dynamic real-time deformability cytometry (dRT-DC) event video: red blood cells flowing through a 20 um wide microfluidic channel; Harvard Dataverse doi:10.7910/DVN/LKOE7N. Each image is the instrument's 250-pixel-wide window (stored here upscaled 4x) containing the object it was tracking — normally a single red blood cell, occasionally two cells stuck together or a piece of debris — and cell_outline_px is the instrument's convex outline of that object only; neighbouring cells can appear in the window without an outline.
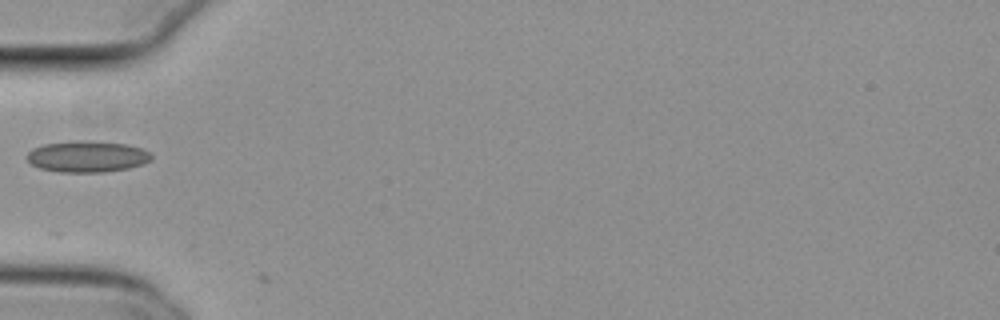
{"species": "common noctule bat (a hibernating species)", "species_latin": "Nyctalus noctula", "temperature_condition": "cold", "stored_images_in_passage": 26, "camera_frame_rate_fps": 3000, "um_per_image_px": 0.085, "animal": {"sex": "female", "body_mass_g": 29.2, "forearm_length_mm": 56.3}, "frame": {"image": 1, "passage_image": 1, "time_ms": 0.0, "image_size_px": [1000, 320], "cell_outline_px": [[152, 160], [144, 164], [128, 168], [104, 172], [60, 172], [40, 168], [32, 164], [28, 160], [28, 152], [32, 148], [44, 144], [76, 140], [92, 140], [128, 144], [140, 148], [148, 152], [152, 156]], "centroid_in_image_um": [7.43, 13.29], "position_along_channel_um": 77.6, "area_um2": 22.83}}
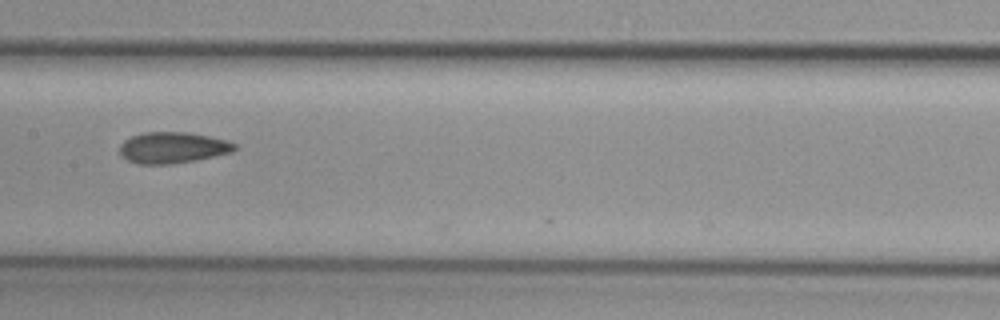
{"frame": {"image": 2, "passage_image": 10, "time_ms": 3.0, "image_size_px": [1000, 320], "cell_outline_px": [[236, 148], [232, 152], [196, 160], [172, 164], [140, 164], [128, 160], [120, 156], [120, 144], [124, 140], [132, 136], [144, 132], [188, 132], [228, 140], [236, 144]], "centroid_in_image_um": [14.67, 12.55], "position_along_channel_um": 192.7, "area_um2": 20.92}}
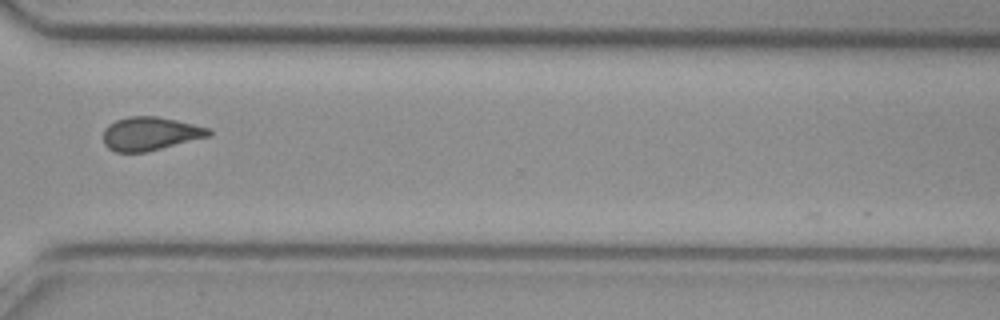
{"frame": {"image": 3, "passage_image": 23, "time_ms": 7.333, "image_size_px": [1000, 320], "cell_outline_px": [[212, 132], [208, 136], [144, 152], [116, 152], [108, 148], [104, 144], [104, 128], [108, 124], [116, 120], [128, 116], [156, 116], [176, 120], [212, 128]], "centroid_in_image_um": [12.74, 11.34], "position_along_channel_um": 357.9, "area_um2": 20.4}}